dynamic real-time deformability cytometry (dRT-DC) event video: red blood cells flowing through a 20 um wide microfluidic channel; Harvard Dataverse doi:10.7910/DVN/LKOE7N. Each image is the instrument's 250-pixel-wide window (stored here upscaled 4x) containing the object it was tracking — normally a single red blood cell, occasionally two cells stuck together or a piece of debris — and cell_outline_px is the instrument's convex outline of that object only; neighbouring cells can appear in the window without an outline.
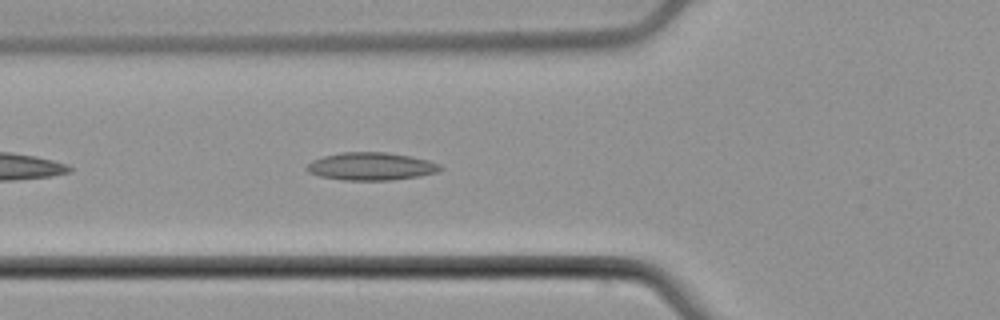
{"species": "common noctule bat (a hibernating species)", "species_latin": "Nyctalus noctula", "temperature_condition": "cold", "stored_images_in_passage": 40, "camera_frame_rate_fps": 3000, "um_per_image_px": 0.085, "animal": {"sex": "male", "body_mass_g": 21.5, "forearm_length_mm": 52.0}, "frame": {"image": 1, "passage_image": 6, "time_ms": 1.667, "image_size_px": [1000, 320], "cell_outline_px": [[444, 168], [440, 172], [420, 176], [392, 180], [340, 180], [320, 176], [308, 172], [304, 168], [312, 160], [324, 156], [340, 152], [384, 152], [408, 156], [428, 160], [440, 164]], "centroid_in_image_um": [31.55, 14.15], "position_along_channel_um": 94.2, "area_um2": 21.73}}
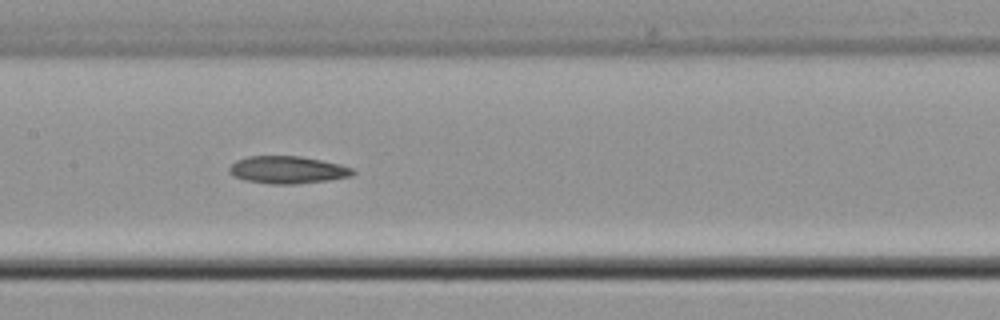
{"frame": {"image": 2, "passage_image": 13, "time_ms": 4.0, "image_size_px": [1000, 320], "cell_outline_px": [[356, 172], [352, 176], [328, 180], [296, 184], [268, 184], [244, 180], [228, 172], [228, 168], [236, 160], [248, 156], [300, 156], [340, 164], [352, 168]], "centroid_in_image_um": [24.44, 14.44], "position_along_channel_um": 183.0, "area_um2": 19.77}}
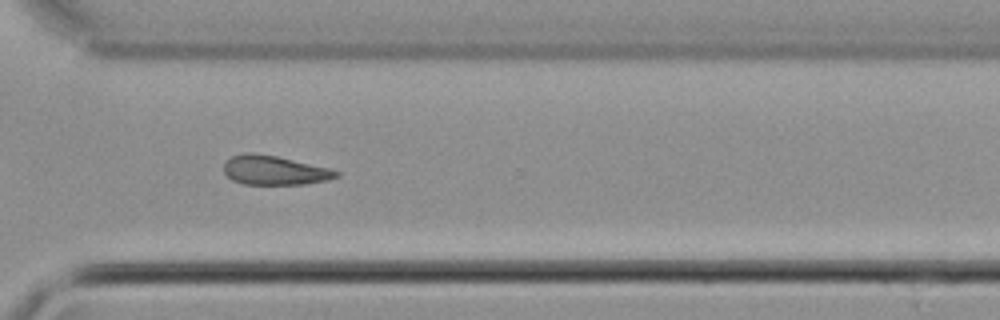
{"frame": {"image": 3, "passage_image": 26, "time_ms": 8.333, "image_size_px": [1000, 320], "cell_outline_px": [[340, 176], [328, 180], [304, 184], [244, 184], [232, 180], [224, 172], [224, 164], [232, 156], [244, 152], [252, 152], [276, 156], [328, 168], [340, 172]], "centroid_in_image_um": [23.32, 14.47], "position_along_channel_um": 347.3, "area_um2": 19.02}}